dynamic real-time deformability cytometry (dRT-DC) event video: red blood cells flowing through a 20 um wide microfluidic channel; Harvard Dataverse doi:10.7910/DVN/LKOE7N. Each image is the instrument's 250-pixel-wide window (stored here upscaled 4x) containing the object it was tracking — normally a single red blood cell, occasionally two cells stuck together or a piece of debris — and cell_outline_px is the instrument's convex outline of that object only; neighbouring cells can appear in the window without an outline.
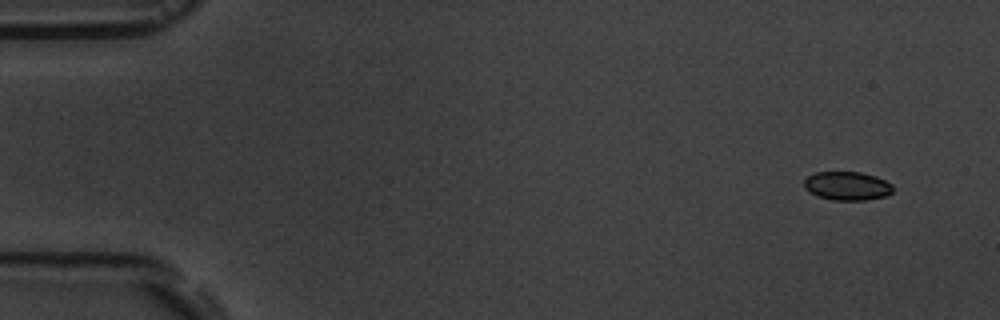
{"species": "common noctule bat (a hibernating species)", "species_latin": "Nyctalus noctula", "temperature_condition": "room temperature", "stored_images_in_passage": 6, "segment_of_instrument_passage": [2, 2], "camera_frame_rate_fps": 3000, "um_per_image_px": 0.085, "animal": {"sex": "male", "body_mass_g": 19.5, "forearm_length_mm": 54.6}, "frame": {"image": 1, "passage_image": 6, "time_ms": 6.333, "image_size_px": [1000, 320], "cell_outline_px": [[892, 192], [884, 196], [864, 200], [832, 200], [816, 196], [808, 192], [804, 188], [804, 180], [808, 176], [816, 172], [860, 172], [876, 176], [892, 184]], "centroid_in_image_um": [71.97, 15.8], "position_along_channel_um": 13.0, "area_um2": 14.85}}